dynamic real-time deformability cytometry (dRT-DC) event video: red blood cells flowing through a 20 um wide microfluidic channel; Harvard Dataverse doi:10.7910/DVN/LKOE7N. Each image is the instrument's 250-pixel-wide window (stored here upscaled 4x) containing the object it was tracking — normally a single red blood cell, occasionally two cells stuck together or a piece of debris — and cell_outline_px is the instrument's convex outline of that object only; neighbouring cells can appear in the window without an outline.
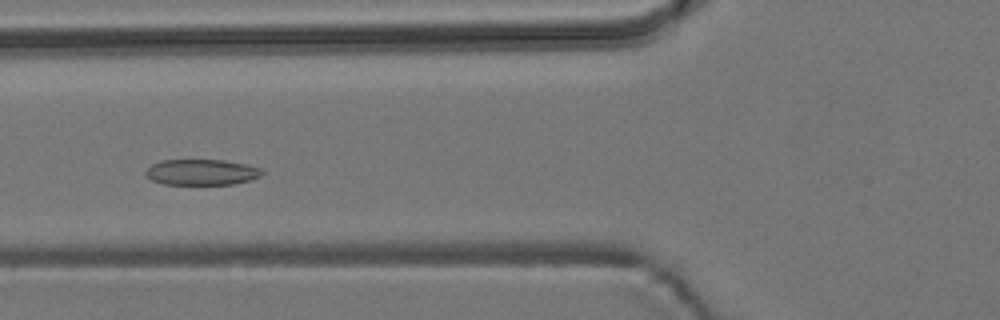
{"species": "common noctule bat (a hibernating species)", "species_latin": "Nyctalus noctula", "temperature_condition": "room temperature", "stored_images_in_passage": 6, "camera_frame_rate_fps": 3000, "um_per_image_px": 0.085, "animal": {"sex": "male", "body_mass_g": 19.2, "forearm_length_mm": 51.8}, "frame": {"image": 1, "passage_image": 5, "time_ms": 4.667, "image_size_px": [1000, 320], "cell_outline_px": [[264, 172], [260, 176], [248, 180], [232, 184], [164, 184], [152, 180], [144, 172], [152, 164], [160, 160], [224, 160], [248, 164], [260, 168]], "centroid_in_image_um": [17.14, 14.62], "position_along_channel_um": 108.7, "area_um2": 17.4}}
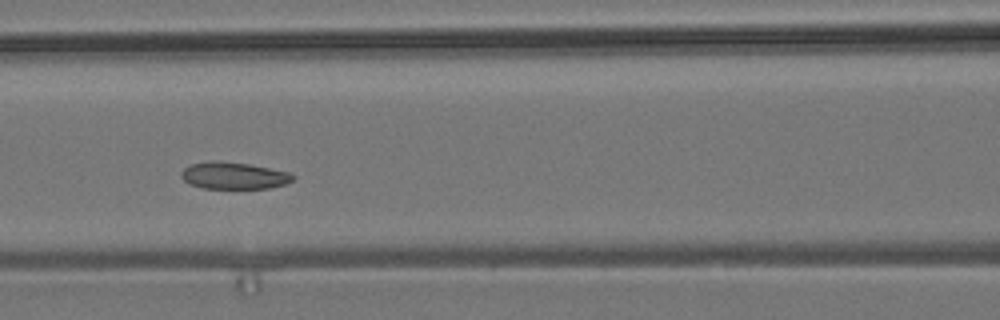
{"frame": {"image": 2, "passage_image": 6, "time_ms": 5.667, "image_size_px": [1000, 320], "cell_outline_px": [[296, 176], [292, 180], [284, 184], [268, 188], [204, 188], [188, 184], [180, 176], [180, 172], [184, 168], [192, 164], [212, 160], [216, 160], [248, 164], [288, 172]], "centroid_in_image_um": [19.82, 14.92], "position_along_channel_um": 146.8, "area_um2": 17.4}}